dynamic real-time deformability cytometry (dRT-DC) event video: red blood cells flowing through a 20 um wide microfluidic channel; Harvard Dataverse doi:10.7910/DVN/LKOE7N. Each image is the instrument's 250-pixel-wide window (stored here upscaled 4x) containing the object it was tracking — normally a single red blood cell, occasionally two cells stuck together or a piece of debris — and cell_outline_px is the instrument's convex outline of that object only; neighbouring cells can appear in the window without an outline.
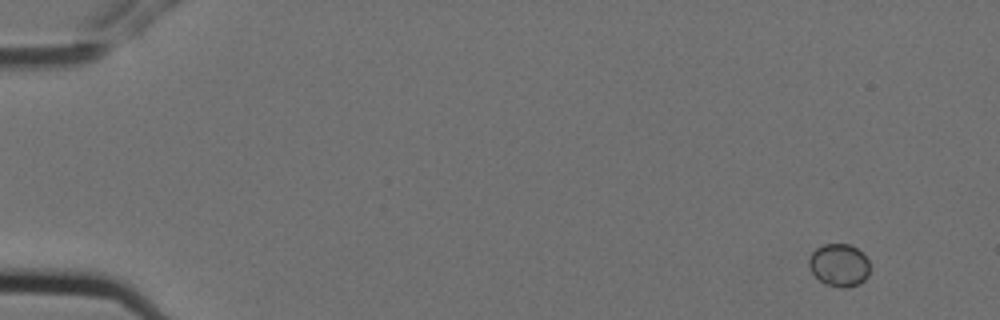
{"species": "Egyptian fruit bat (a non-hibernating species)", "species_latin": "Rousettus aegyptiacus", "temperature_condition": "cold", "stored_images_in_passage": 6, "camera_frame_rate_fps": 3000, "um_per_image_px": 0.085, "animal": {"sex": "female"}, "frame": {"image": 1, "passage_image": 1, "time_ms": 0.0, "image_size_px": [1000, 320], "cell_outline_px": [[868, 276], [860, 284], [848, 288], [840, 288], [824, 284], [812, 272], [808, 264], [808, 260], [812, 252], [816, 248], [824, 244], [848, 244], [856, 248], [868, 260]], "centroid_in_image_um": [71.31, 22.55], "position_along_channel_um": 13.7, "area_um2": 15.14}}
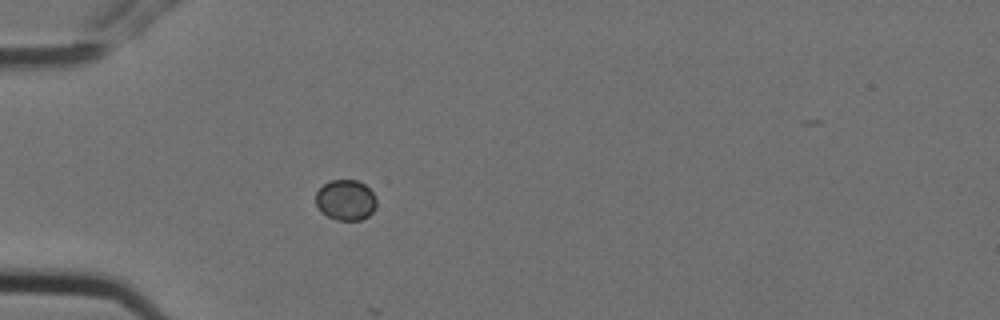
{"frame": {"image": 2, "passage_image": 5, "time_ms": 1.333, "image_size_px": [1000, 320], "cell_outline_px": [[376, 208], [368, 216], [360, 220], [340, 220], [328, 216], [316, 204], [316, 192], [324, 184], [332, 180], [356, 180], [364, 184], [376, 196]], "centroid_in_image_um": [29.41, 16.99], "position_along_channel_um": 55.6, "area_um2": 14.16}}